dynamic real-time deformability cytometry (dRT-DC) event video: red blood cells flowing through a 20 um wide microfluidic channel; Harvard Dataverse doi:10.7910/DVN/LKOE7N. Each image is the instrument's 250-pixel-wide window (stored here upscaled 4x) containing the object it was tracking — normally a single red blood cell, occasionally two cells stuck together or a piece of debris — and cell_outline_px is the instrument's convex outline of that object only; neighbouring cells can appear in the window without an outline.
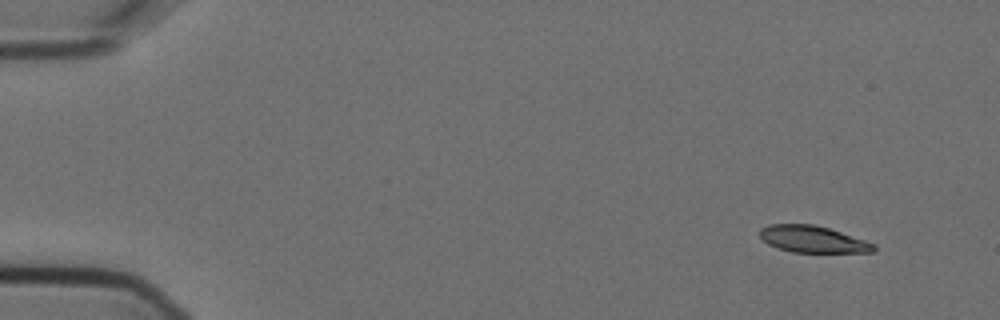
{"species": "Egyptian fruit bat (a non-hibernating species)", "species_latin": "Rousettus aegyptiacus", "temperature_condition": "cold", "stored_images_in_passage": 7, "camera_frame_rate_fps": 3000, "um_per_image_px": 0.085, "animal": {"sex": "female"}, "frame": {"image": 1, "passage_image": 1, "time_ms": 0.0, "image_size_px": [1000, 320], "cell_outline_px": [[876, 252], [792, 252], [768, 244], [760, 236], [760, 228], [768, 224], [812, 224], [828, 228], [876, 244]], "centroid_in_image_um": [69.09, 20.33], "position_along_channel_um": 15.9, "area_um2": 17.57}}
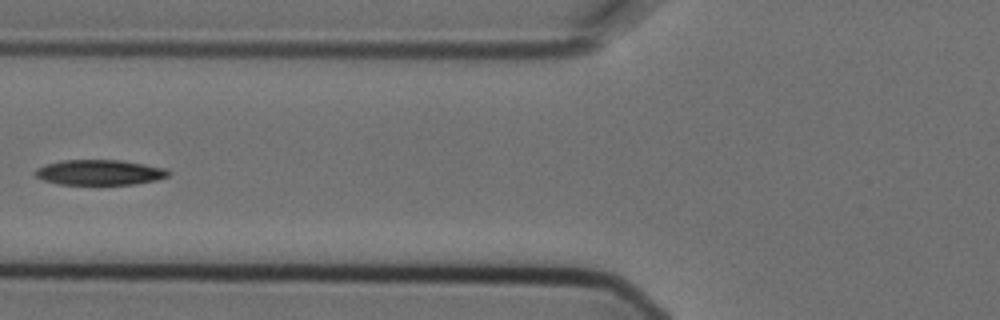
{"frame": {"image": 2, "passage_image": 6, "time_ms": 1.667, "image_size_px": [1000, 320], "cell_outline_px": [[172, 172], [168, 176], [156, 180], [132, 184], [60, 184], [44, 180], [36, 176], [36, 168], [44, 164], [60, 160], [120, 160], [168, 168]], "centroid_in_image_um": [8.49, 14.64], "position_along_channel_um": 117.3, "area_um2": 19.59}}
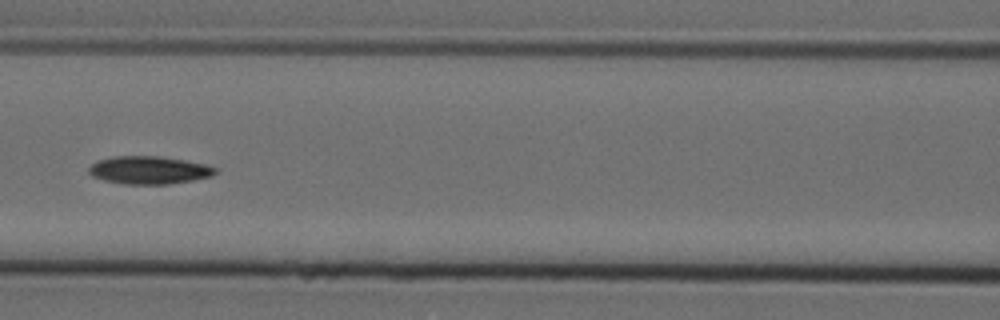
{"frame": {"image": 3, "passage_image": 7, "time_ms": 2.0, "image_size_px": [1000, 320], "cell_outline_px": [[216, 172], [212, 176], [192, 180], [168, 184], [124, 184], [104, 180], [92, 176], [88, 172], [88, 168], [96, 160], [112, 156], [160, 156], [184, 160], [204, 164], [216, 168]], "centroid_in_image_um": [12.62, 14.45], "position_along_channel_um": 154.0, "area_um2": 20.52}}